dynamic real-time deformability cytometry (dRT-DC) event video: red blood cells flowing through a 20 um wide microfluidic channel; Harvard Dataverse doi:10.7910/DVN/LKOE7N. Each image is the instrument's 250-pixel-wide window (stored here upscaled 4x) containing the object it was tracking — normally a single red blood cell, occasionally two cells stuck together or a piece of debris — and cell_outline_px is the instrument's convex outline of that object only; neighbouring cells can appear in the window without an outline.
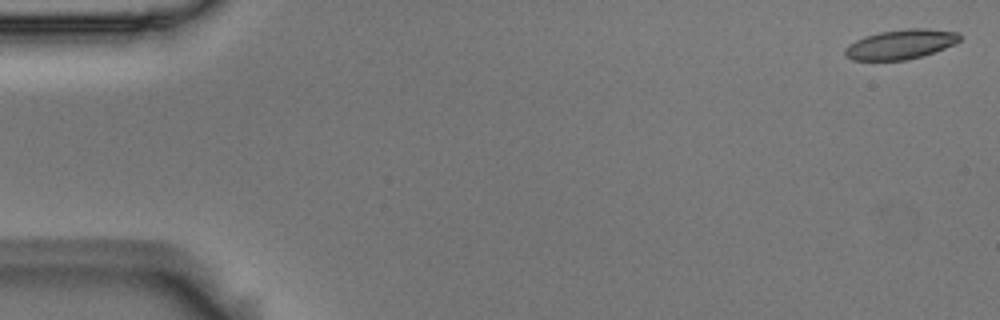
{"species": "Egyptian fruit bat (a non-hibernating species)", "species_latin": "Rousettus aegyptiacus", "temperature_condition": "room temperature", "stored_images_in_passage": 5, "camera_frame_rate_fps": 3000, "um_per_image_px": 0.085, "animal": {"sex": "male"}, "frame": {"image": 1, "passage_image": 1, "time_ms": 0.0, "image_size_px": [1000, 320], "cell_outline_px": [[960, 40], [944, 48], [908, 60], [852, 60], [844, 56], [844, 48], [848, 44], [864, 36], [880, 32], [908, 28], [928, 28], [960, 32]], "centroid_in_image_um": [76.52, 3.76], "position_along_channel_um": 8.5, "area_um2": 19.83}}
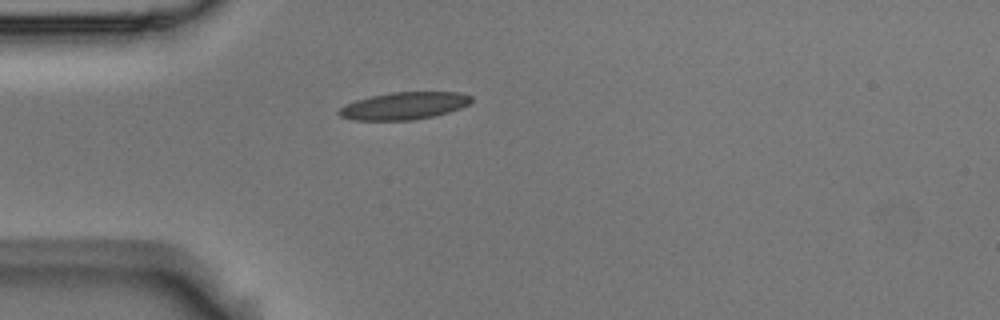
{"frame": {"image": 2, "passage_image": 5, "time_ms": 1.333, "image_size_px": [1000, 320], "cell_outline_px": [[472, 100], [468, 104], [460, 108], [448, 112], [432, 116], [412, 120], [352, 120], [340, 116], [336, 112], [344, 104], [356, 100], [372, 96], [392, 92], [460, 92], [472, 96]], "centroid_in_image_um": [34.32, 8.99], "position_along_channel_um": 50.7, "area_um2": 21.04}}